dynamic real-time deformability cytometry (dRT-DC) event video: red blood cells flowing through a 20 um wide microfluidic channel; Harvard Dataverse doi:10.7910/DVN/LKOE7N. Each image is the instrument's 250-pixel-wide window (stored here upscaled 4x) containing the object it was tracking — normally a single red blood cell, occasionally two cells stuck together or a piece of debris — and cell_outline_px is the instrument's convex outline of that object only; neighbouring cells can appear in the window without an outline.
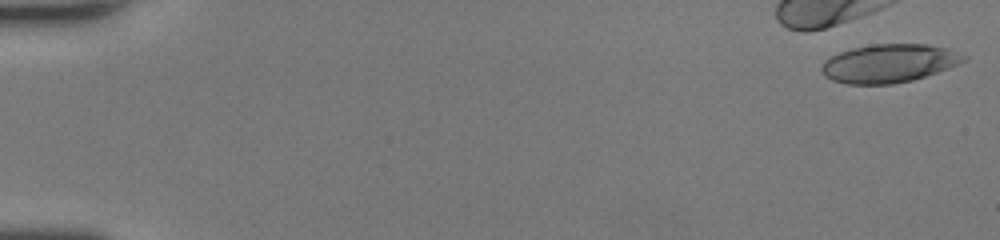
{"species": "human", "species_latin": "Homo sapiens", "temperature_condition": "room temperature", "stored_images_in_passage": 17, "camera_frame_rate_fps": 3000, "um_per_image_px": 0.085, "donor": {"sex": "female"}, "frame": {"image": 1, "passage_image": 1, "time_ms": 0.0, "image_size_px": [1000, 240], "cell_outline_px": [[968, 56], [964, 60], [948, 68], [912, 80], [892, 84], [844, 84], [832, 80], [824, 76], [820, 68], [824, 60], [840, 52], [852, 48], [872, 44], [928, 44], [948, 48]], "centroid_in_image_um": [75.53, 5.38], "position_along_channel_um": 9.5, "area_um2": 31.73}}